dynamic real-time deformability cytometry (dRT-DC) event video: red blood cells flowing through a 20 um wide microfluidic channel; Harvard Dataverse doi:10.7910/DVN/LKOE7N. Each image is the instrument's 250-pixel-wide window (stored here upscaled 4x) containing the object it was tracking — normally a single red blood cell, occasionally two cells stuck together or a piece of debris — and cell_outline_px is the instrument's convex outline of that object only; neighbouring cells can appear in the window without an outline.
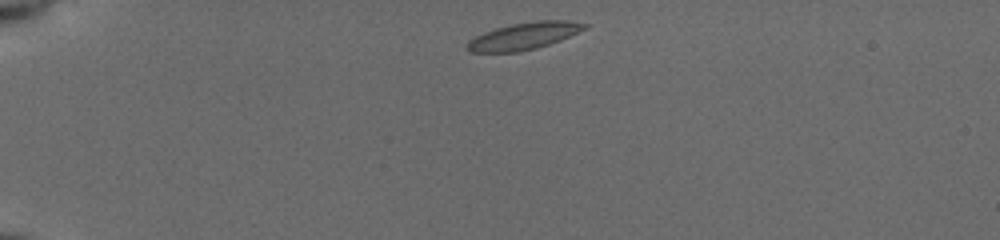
{"species": "common noctule bat (a hibernating species)", "species_latin": "Nyctalus noctula", "temperature_condition": "cold", "stored_images_in_passage": 41, "camera_frame_rate_fps": 3000, "um_per_image_px": 0.085, "animal": {"sex": "female", "body_mass_g": 19.5, "forearm_length_mm": 54.1}, "frame": {"image": 1, "passage_image": 1, "time_ms": 0.0, "image_size_px": [1000, 240], "cell_outline_px": [[588, 28], [560, 40], [536, 48], [516, 52], [472, 52], [468, 48], [468, 40], [484, 32], [496, 28], [512, 24], [536, 20], [568, 20], [588, 24]], "centroid_in_image_um": [44.58, 3.04], "position_along_channel_um": 40.4, "area_um2": 18.32}}
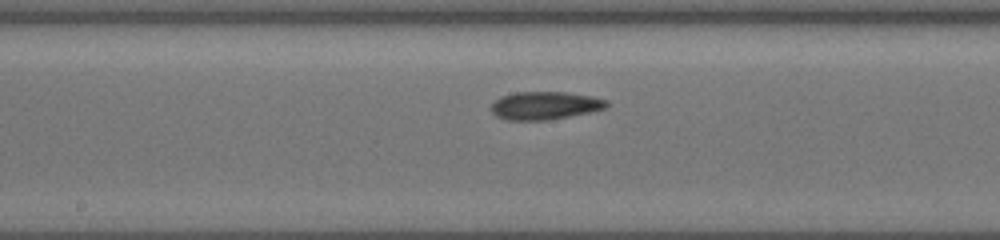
{"frame": {"image": 2, "passage_image": 18, "time_ms": 5.667, "image_size_px": [1000, 240], "cell_outline_px": [[608, 104], [604, 108], [588, 112], [544, 120], [508, 120], [496, 116], [492, 112], [492, 104], [500, 96], [516, 92], [564, 92], [592, 96], [608, 100]], "centroid_in_image_um": [46.29, 8.96], "position_along_channel_um": 201.9, "area_um2": 18.5}}
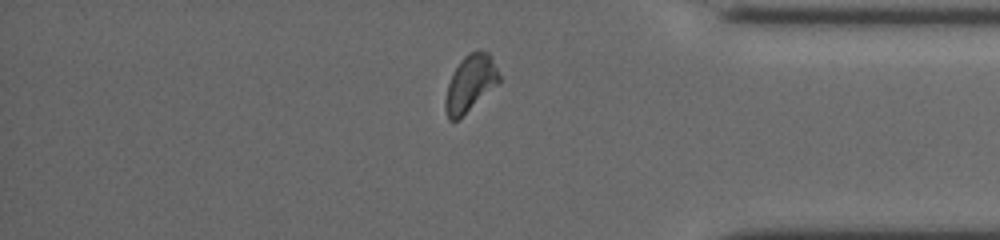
{"frame": {"image": 3, "passage_image": 34, "time_ms": 11.0, "image_size_px": [1000, 240], "cell_outline_px": [[500, 80], [496, 84], [456, 120], [448, 120], [444, 108], [444, 100], [448, 84], [460, 60], [468, 52], [480, 48], [488, 52], [500, 76]], "centroid_in_image_um": [39.94, 7.03], "position_along_channel_um": 395.3, "area_um2": 17.17}, "authors_computed_cell_mechanics": {"area_um2": 17.8024, "velocity_mm_per_s": 3.8841, "shape_relaxation_time_tau1_ms": 3.5746, "shape_relaxation_time_tau2_ms": 3.3935, "deformation_change_tau1": 0.1072, "deformation_change_tau2": 0.0896}}